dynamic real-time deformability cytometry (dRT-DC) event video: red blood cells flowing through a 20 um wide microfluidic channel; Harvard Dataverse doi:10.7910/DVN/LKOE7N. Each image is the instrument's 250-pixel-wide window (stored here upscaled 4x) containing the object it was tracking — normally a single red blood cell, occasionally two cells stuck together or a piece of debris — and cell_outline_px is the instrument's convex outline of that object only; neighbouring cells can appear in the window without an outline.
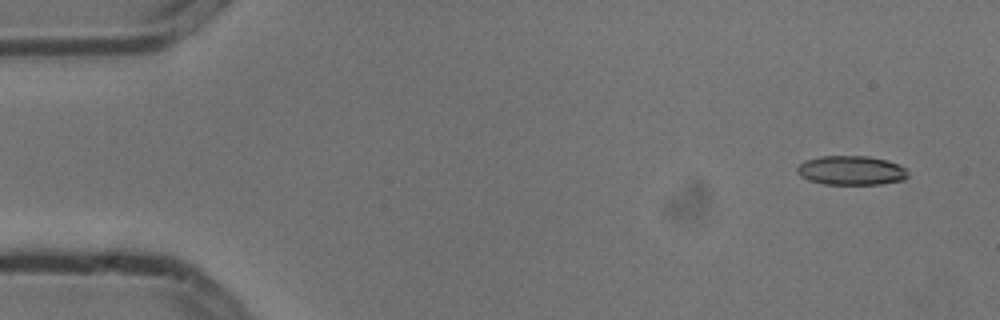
{"species": "common noctule bat (a hibernating species)", "species_latin": "Nyctalus noctula", "temperature_condition": "cold", "stored_images_in_passage": 9, "camera_frame_rate_fps": 3000, "um_per_image_px": 0.085, "animal": {"sex": "male", "body_mass_g": 13.3}, "frame": {"image": 1, "passage_image": 1, "time_ms": 0.0, "image_size_px": [1000, 320], "cell_outline_px": [[908, 176], [904, 180], [880, 184], [824, 184], [808, 180], [800, 176], [796, 172], [796, 168], [804, 160], [820, 156], [868, 156], [888, 160], [904, 168], [908, 172]], "centroid_in_image_um": [72.32, 14.48], "position_along_channel_um": 12.7, "area_um2": 18.96}}
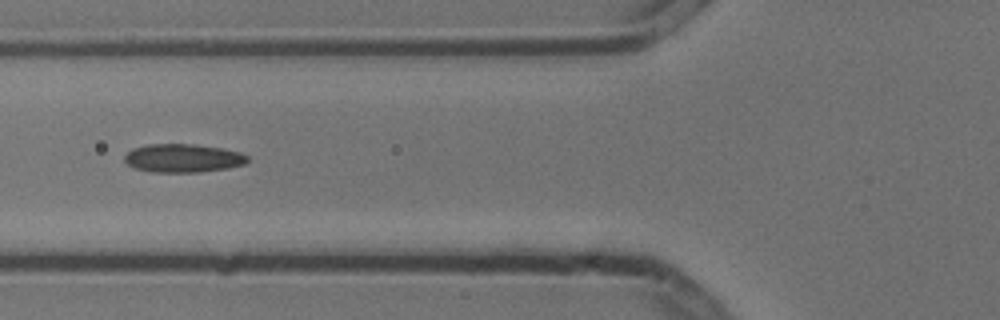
{"frame": {"image": 2, "passage_image": 6, "time_ms": 1.667, "image_size_px": [1000, 320], "cell_outline_px": [[248, 160], [244, 164], [228, 168], [200, 172], [152, 172], [136, 168], [128, 164], [124, 160], [124, 156], [132, 148], [148, 144], [192, 144], [220, 148], [240, 152], [248, 156]], "centroid_in_image_um": [15.54, 13.44], "position_along_channel_um": 110.3, "area_um2": 20.29}}
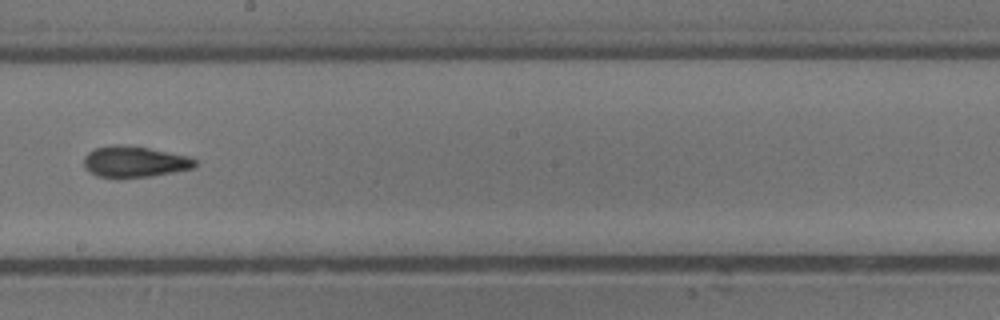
{"frame": {"image": 3, "passage_image": 9, "time_ms": 2.667, "image_size_px": [1000, 320], "cell_outline_px": [[196, 164], [192, 168], [152, 176], [96, 176], [84, 164], [84, 156], [88, 152], [96, 148], [112, 144], [120, 144], [148, 148], [188, 156], [196, 160]], "centroid_in_image_um": [11.44, 13.71], "position_along_channel_um": 236.8, "area_um2": 19.54}}